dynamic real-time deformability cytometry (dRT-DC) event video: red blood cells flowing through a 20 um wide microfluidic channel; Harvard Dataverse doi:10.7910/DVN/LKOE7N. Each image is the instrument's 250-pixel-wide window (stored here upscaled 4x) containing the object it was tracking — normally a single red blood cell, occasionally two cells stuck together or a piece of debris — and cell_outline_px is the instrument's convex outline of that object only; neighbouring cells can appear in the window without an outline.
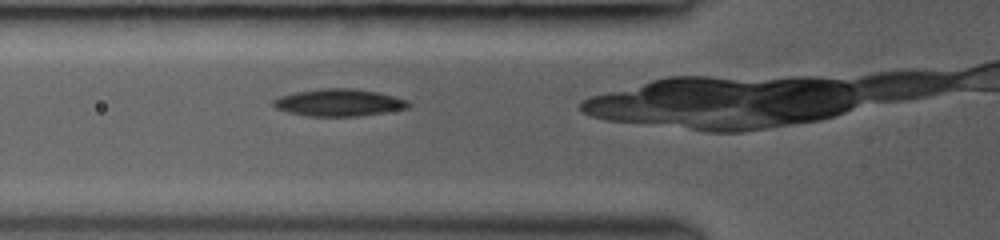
{"species": "common noctule bat (a hibernating species)", "species_latin": "Nyctalus noctula", "temperature_condition": "room temperature", "stored_images_in_passage": 8, "camera_frame_rate_fps": 3000, "um_per_image_px": 0.085, "animal": {"sex": "female", "body_mass_g": 19.0, "forearm_length_mm": 53.3}, "frame": {"image": 1, "passage_image": 5, "time_ms": 2.667, "image_size_px": [1000, 240], "cell_outline_px": [[412, 104], [408, 108], [360, 116], [308, 116], [288, 112], [276, 108], [272, 104], [272, 100], [280, 96], [296, 92], [324, 88], [352, 88], [376, 92], [408, 100]], "centroid_in_image_um": [28.8, 8.72], "position_along_channel_um": 97.0, "area_um2": 21.27}}